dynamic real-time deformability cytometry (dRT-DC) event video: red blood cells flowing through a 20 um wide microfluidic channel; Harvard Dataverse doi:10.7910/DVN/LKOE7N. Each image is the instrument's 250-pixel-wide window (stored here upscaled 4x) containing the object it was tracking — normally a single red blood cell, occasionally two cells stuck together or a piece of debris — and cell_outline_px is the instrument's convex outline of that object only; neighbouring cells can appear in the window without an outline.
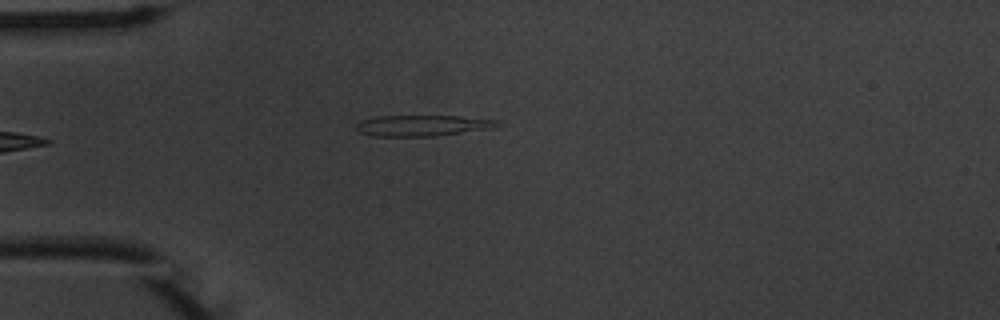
{"species": "common noctule bat (a hibernating species)", "species_latin": "Nyctalus noctula", "temperature_condition": "warm", "stored_images_in_passage": 44, "camera_frame_rate_fps": 3000, "um_per_image_px": 0.085, "animal": {"sex": "male", "body_mass_g": 20.1, "forearm_length_mm": 53.5}, "frame": {"image": 1, "passage_image": 5, "time_ms": 1.333, "image_size_px": [1000, 320], "cell_outline_px": [[500, 124], [492, 128], [436, 136], [372, 136], [360, 132], [356, 128], [356, 124], [360, 120], [376, 116], [460, 116], [500, 120]], "centroid_in_image_um": [35.9, 10.66], "position_along_channel_um": 49.1, "area_um2": 17.28}}
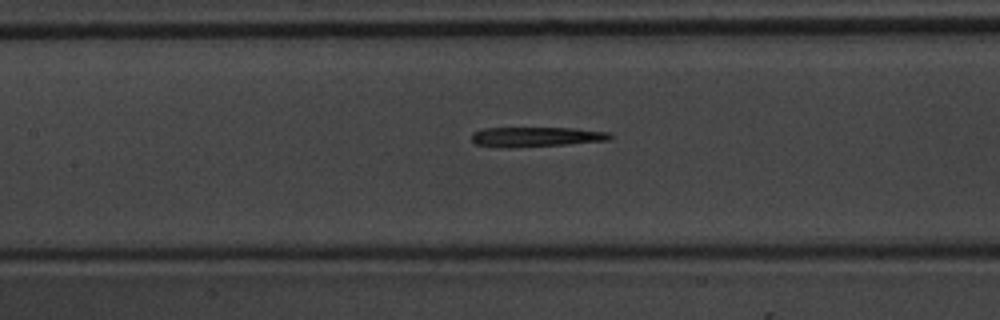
{"frame": {"image": 2, "passage_image": 15, "time_ms": 4.667, "image_size_px": [1000, 320], "cell_outline_px": [[612, 136], [608, 140], [568, 144], [512, 148], [508, 148], [476, 144], [472, 140], [472, 132], [484, 128], [576, 128], [608, 132]], "centroid_in_image_um": [45.55, 11.63], "position_along_channel_um": 161.9, "area_um2": 15.95}}
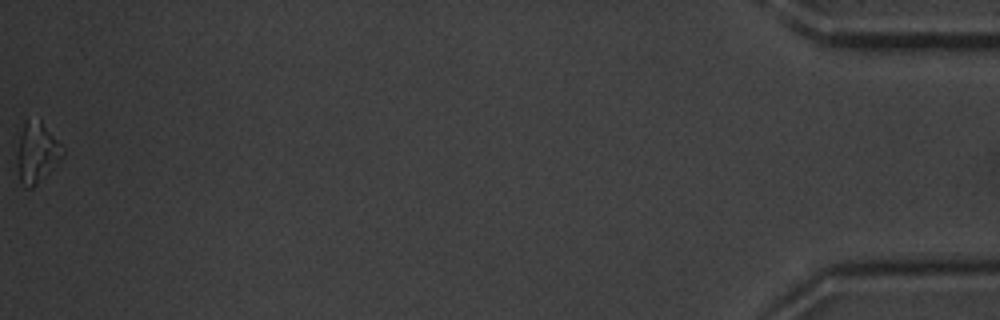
{"frame": {"image": 3, "passage_image": 44, "time_ms": 14.333, "image_size_px": [1000, 320], "cell_outline_px": [[64, 152], [36, 184], [32, 188], [24, 188], [20, 180], [16, 164], [16, 152], [20, 136], [24, 124], [28, 120], [40, 120], [64, 148]], "centroid_in_image_um": [3.07, 12.98], "position_along_channel_um": 432.1, "area_um2": 15.43}, "authors_computed_cell_mechanics": {"area_um2": 16.184, "velocity_mm_per_s": 3.7966, "shape_relaxation_time_tau1_ms": 4.7446, "shape_relaxation_time_tau2_ms": null, "deformation_change_tau1": 0.1904, "deformation_change_tau2": null}}